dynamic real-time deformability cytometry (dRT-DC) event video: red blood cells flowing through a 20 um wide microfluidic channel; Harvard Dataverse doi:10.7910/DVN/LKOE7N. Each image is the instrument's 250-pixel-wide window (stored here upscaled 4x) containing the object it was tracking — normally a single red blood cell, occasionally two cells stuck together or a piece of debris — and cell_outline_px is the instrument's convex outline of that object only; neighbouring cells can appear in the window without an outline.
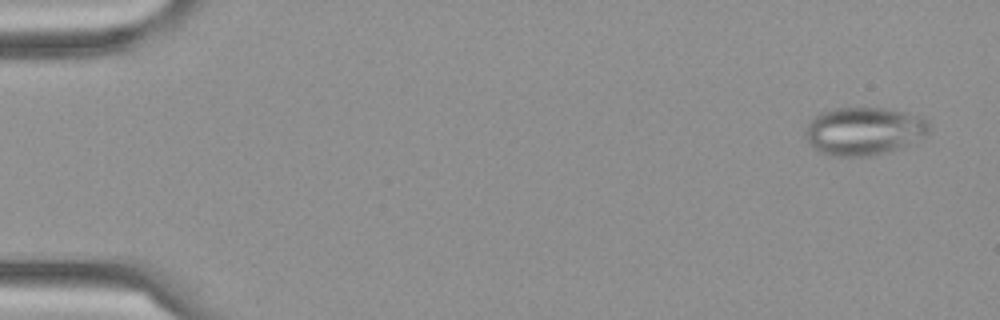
{"species": "Egyptian fruit bat (a non-hibernating species)", "species_latin": "Rousettus aegyptiacus", "temperature_condition": "cold", "stored_images_in_passage": 4, "camera_frame_rate_fps": 3000, "um_per_image_px": 0.085, "frame": {"image": 1, "passage_image": 1, "time_ms": 0.0, "image_size_px": [1000, 320], "cell_outline_px": [[928, 132], [924, 136], [900, 148], [876, 156], [832, 156], [820, 152], [804, 136], [804, 132], [808, 124], [820, 112], [836, 108], [880, 108], [904, 112], [928, 120]], "centroid_in_image_um": [73.41, 11.15], "position_along_channel_um": 11.6, "area_um2": 34.28}}